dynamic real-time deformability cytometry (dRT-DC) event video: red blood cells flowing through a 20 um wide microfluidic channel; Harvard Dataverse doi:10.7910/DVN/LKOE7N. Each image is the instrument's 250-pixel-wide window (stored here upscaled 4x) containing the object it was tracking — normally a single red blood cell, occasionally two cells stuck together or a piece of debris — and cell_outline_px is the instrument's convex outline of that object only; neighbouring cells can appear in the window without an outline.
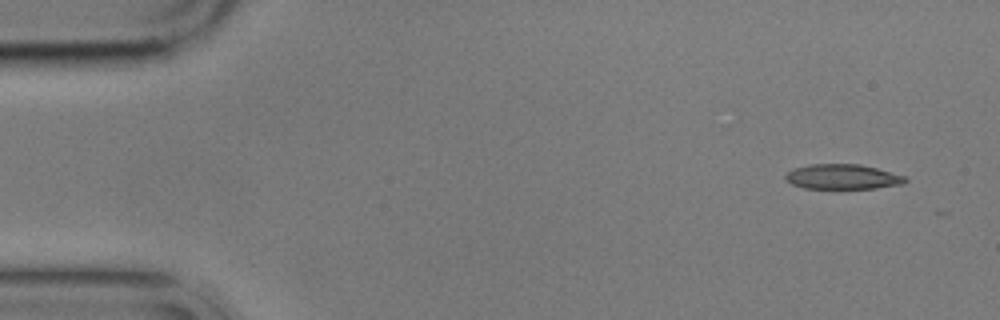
{"species": "common noctule bat (a hibernating species)", "species_latin": "Nyctalus noctula", "temperature_condition": "cold", "stored_images_in_passage": 4, "camera_frame_rate_fps": 3000, "um_per_image_px": 0.085, "animal": {"sex": "male", "body_mass_g": 17.9}, "frame": {"image": 1, "passage_image": 1, "time_ms": 0.0, "image_size_px": [1000, 320], "cell_outline_px": [[908, 180], [904, 184], [876, 188], [804, 188], [792, 184], [784, 180], [784, 176], [792, 168], [808, 164], [860, 164], [876, 168], [904, 176]], "centroid_in_image_um": [71.58, 15.02], "position_along_channel_um": 13.4, "area_um2": 17.46}}
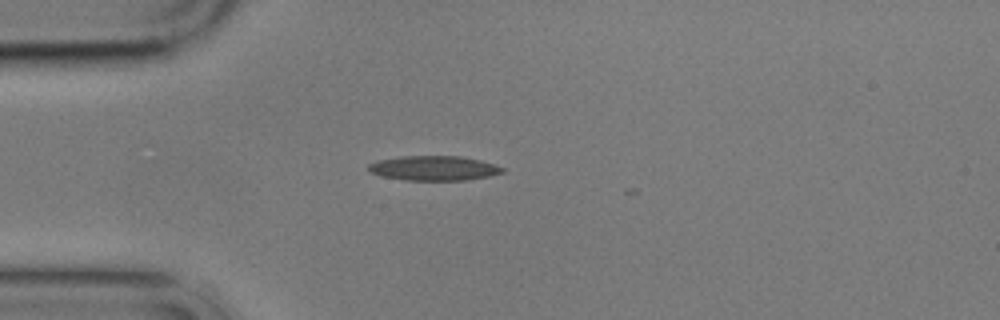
{"frame": {"image": 2, "passage_image": 4, "time_ms": 3.667, "image_size_px": [1000, 320], "cell_outline_px": [[504, 172], [488, 176], [464, 180], [404, 180], [380, 176], [372, 172], [368, 168], [368, 164], [376, 160], [400, 156], [460, 156], [480, 160], [504, 168]], "centroid_in_image_um": [36.83, 14.29], "position_along_channel_um": 48.2, "area_um2": 19.19}}